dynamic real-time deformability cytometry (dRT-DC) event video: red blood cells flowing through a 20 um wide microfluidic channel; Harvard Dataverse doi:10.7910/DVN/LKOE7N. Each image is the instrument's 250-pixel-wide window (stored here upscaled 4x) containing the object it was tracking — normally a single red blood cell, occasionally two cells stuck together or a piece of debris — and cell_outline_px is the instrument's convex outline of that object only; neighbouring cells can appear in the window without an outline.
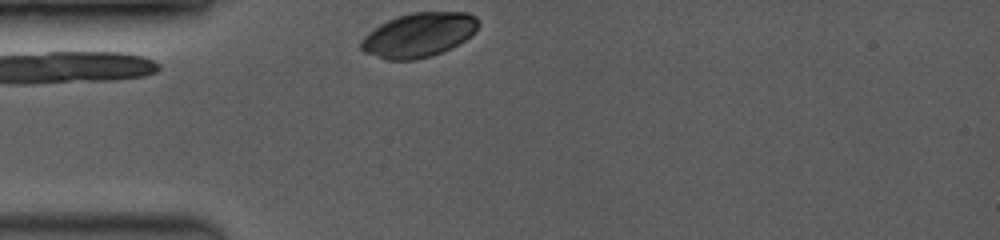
{"species": "common noctule bat (a hibernating species)", "species_latin": "Nyctalus noctula", "temperature_condition": "room temperature", "stored_images_in_passage": 1, "camera_frame_rate_fps": 3500, "um_per_image_px": 0.085, "animal": {"sex": "female", "body_mass_g": 19.0, "forearm_length_mm": 53.3}, "frame": {"image": 1, "passage_image": 1, "time_ms": 0.0, "image_size_px": [1000, 240], "cell_outline_px": [[480, 24], [476, 32], [464, 40], [440, 52], [428, 56], [412, 60], [388, 60], [364, 52], [360, 48], [360, 40], [368, 32], [380, 24], [396, 16], [412, 12], [468, 12], [476, 16]], "centroid_in_image_um": [35.59, 2.95], "position_along_channel_um": 49.4, "area_um2": 30.17}}